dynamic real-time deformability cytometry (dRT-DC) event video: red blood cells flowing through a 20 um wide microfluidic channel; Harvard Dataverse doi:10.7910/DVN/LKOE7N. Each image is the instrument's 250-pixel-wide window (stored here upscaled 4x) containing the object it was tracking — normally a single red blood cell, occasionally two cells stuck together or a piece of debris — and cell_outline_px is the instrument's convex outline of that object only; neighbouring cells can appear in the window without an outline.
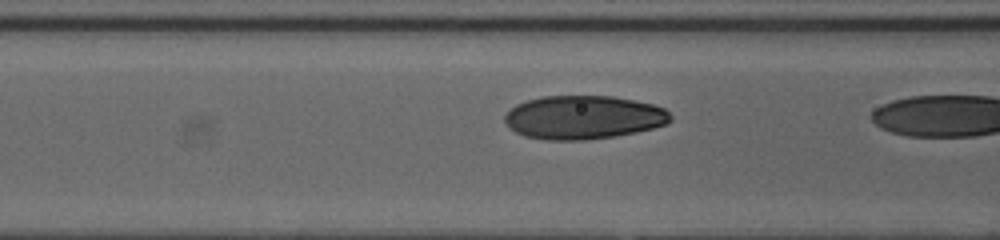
{"species": "human", "species_latin": "Homo sapiens", "temperature_condition": "cold", "stored_images_in_passage": 13, "camera_frame_rate_fps": 3000, "um_per_image_px": 0.085, "donor": {"sex": "female"}, "frame": {"image": 1, "passage_image": 12, "time_ms": 3.667, "image_size_px": [1000, 240], "cell_outline_px": [[672, 120], [664, 124], [652, 128], [636, 132], [616, 136], [584, 140], [544, 140], [524, 136], [516, 132], [504, 120], [504, 116], [516, 104], [528, 100], [544, 96], [612, 96], [652, 104], [664, 108], [672, 116]], "centroid_in_image_um": [49.59, 9.98], "position_along_channel_um": 117.0, "area_um2": 41.91}}